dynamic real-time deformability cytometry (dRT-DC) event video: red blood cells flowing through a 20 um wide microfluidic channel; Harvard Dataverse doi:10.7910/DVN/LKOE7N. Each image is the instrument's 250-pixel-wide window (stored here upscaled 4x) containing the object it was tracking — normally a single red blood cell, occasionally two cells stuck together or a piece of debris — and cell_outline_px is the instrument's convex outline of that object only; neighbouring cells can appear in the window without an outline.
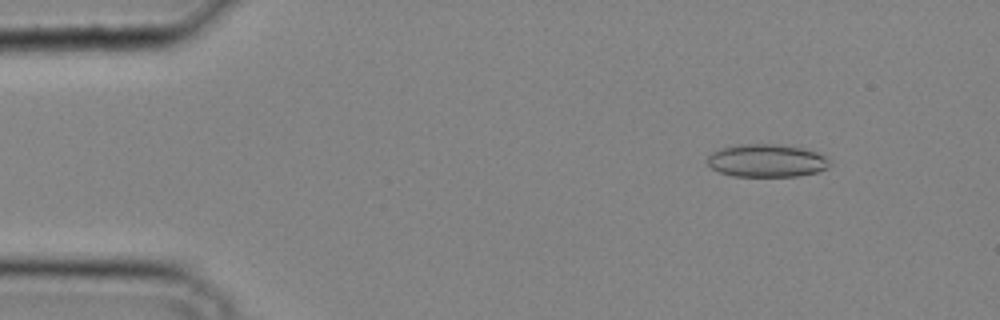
{"species": "common noctule bat (a hibernating species)", "species_latin": "Nyctalus noctula", "temperature_condition": "cold", "stored_images_in_passage": 34, "camera_frame_rate_fps": 3000, "um_per_image_px": 0.085, "animal": {"sex": "male", "body_mass_g": 20.4}, "frame": {"image": 1, "passage_image": 4, "time_ms": 1.0, "image_size_px": [1000, 320], "cell_outline_px": [[832, 164], [828, 168], [816, 172], [796, 176], [732, 176], [720, 172], [712, 168], [708, 164], [708, 156], [712, 152], [720, 148], [736, 144], [776, 144], [800, 148], [816, 152], [828, 156]], "centroid_in_image_um": [65.19, 13.65], "position_along_channel_um": 19.8, "area_um2": 23.52}}
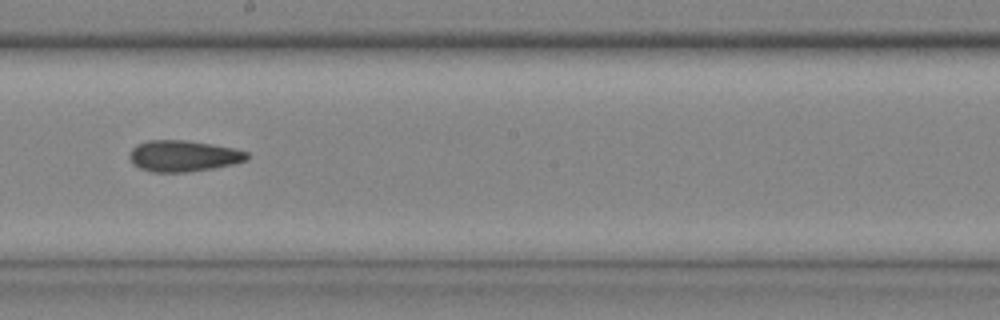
{"frame": {"image": 2, "passage_image": 20, "time_ms": 6.333, "image_size_px": [1000, 320], "cell_outline_px": [[248, 160], [232, 164], [212, 168], [188, 172], [152, 172], [140, 168], [132, 164], [128, 156], [128, 152], [136, 144], [148, 140], [188, 140], [236, 148], [248, 152]], "centroid_in_image_um": [15.56, 13.25], "position_along_channel_um": 232.6, "area_um2": 21.62}}
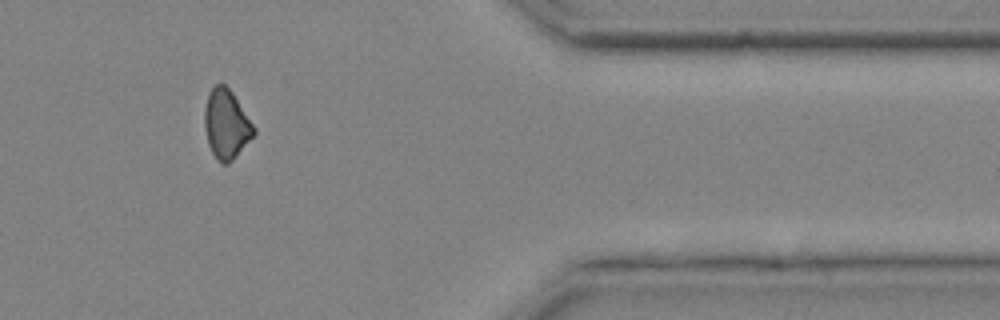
{"frame": {"image": 3, "passage_image": 30, "time_ms": 9.667, "image_size_px": [1000, 320], "cell_outline_px": [[256, 132], [232, 160], [228, 164], [220, 164], [212, 152], [208, 144], [204, 128], [204, 112], [208, 92], [216, 84], [224, 84], [232, 92], [256, 128]], "centroid_in_image_um": [19.22, 10.56], "position_along_channel_um": 392.2, "area_um2": 19.77}}